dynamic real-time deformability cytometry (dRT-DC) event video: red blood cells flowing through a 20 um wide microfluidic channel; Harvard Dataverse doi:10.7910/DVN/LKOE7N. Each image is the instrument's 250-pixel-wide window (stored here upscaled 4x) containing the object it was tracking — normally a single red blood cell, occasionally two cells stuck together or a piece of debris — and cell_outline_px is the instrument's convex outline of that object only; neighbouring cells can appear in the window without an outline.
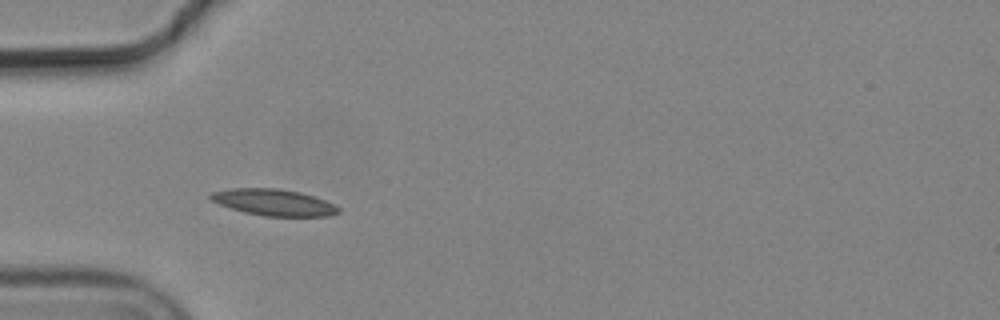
{"species": "common noctule bat (a hibernating species)", "species_latin": "Nyctalus noctula", "temperature_condition": "cold", "stored_images_in_passage": 12, "camera_frame_rate_fps": 3000, "um_per_image_px": 0.085, "animal": {"sex": "male", "body_mass_g": 19.2, "forearm_length_mm": 51.8}, "frame": {"image": 1, "passage_image": 3, "time_ms": 0.667, "image_size_px": [1000, 320], "cell_outline_px": [[340, 212], [332, 216], [264, 216], [244, 212], [220, 204], [212, 200], [208, 196], [212, 192], [232, 188], [280, 188], [300, 192], [324, 200], [340, 208]], "centroid_in_image_um": [23.28, 17.2], "position_along_channel_um": 61.7, "area_um2": 19.59}}
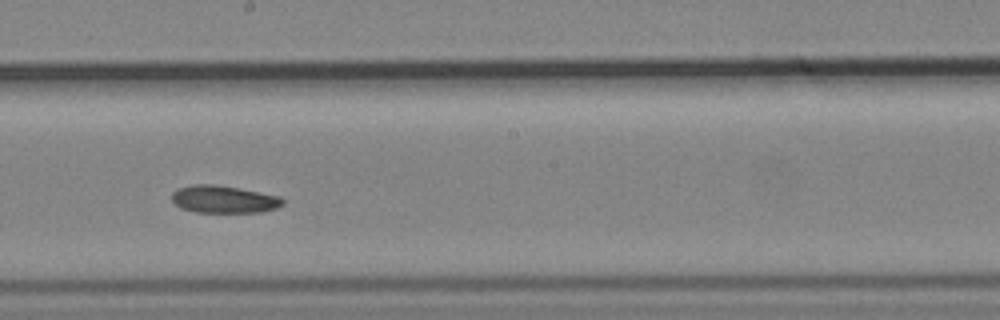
{"frame": {"image": 2, "passage_image": 7, "time_ms": 2.0, "image_size_px": [1000, 320], "cell_outline_px": [[284, 204], [276, 208], [260, 212], [196, 212], [180, 208], [172, 200], [172, 192], [176, 188], [192, 184], [216, 184], [280, 196], [284, 200]], "centroid_in_image_um": [19.0, 16.93], "position_along_channel_um": 229.2, "area_um2": 17.8}}
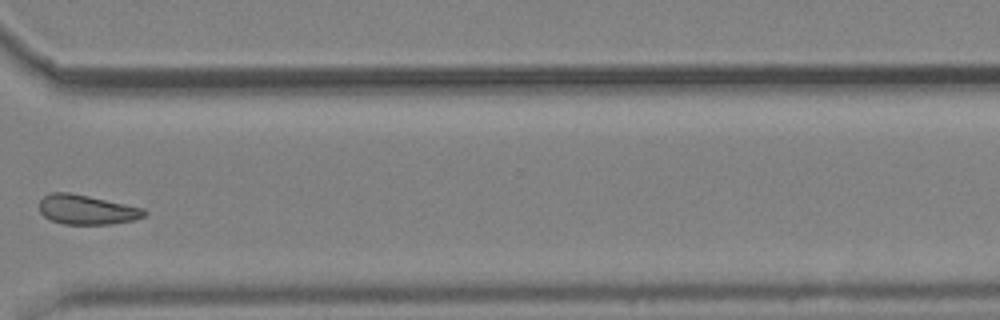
{"frame": {"image": 3, "passage_image": 10, "time_ms": 3.0, "image_size_px": [1000, 320], "cell_outline_px": [[148, 212], [144, 216], [132, 220], [108, 224], [64, 224], [52, 220], [44, 216], [40, 212], [40, 200], [44, 196], [52, 192], [68, 192], [88, 196], [144, 208]], "centroid_in_image_um": [7.36, 17.82], "position_along_channel_um": 363.2, "area_um2": 17.86}}